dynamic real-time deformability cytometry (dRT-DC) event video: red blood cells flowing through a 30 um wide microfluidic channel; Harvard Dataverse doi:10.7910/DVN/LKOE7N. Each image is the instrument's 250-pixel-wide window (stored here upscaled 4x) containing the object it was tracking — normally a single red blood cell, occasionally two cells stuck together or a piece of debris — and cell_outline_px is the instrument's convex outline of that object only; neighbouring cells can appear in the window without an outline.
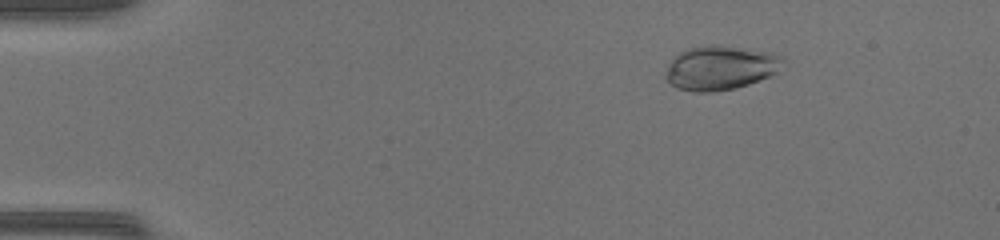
{"species": "common noctule bat (a hibernating species)", "species_latin": "Nyctalus noctula", "temperature_condition": "warm", "stored_images_in_passage": 49, "camera_frame_rate_fps": 3000, "um_per_image_px": 0.085, "animal": {"sex": "female", "body_mass_g": 17.0, "forearm_length_mm": 48.0}, "frame": {"image": 1, "passage_image": 8, "time_ms": 2.333, "image_size_px": [1000, 240], "cell_outline_px": [[784, 60], [776, 72], [768, 76], [748, 84], [736, 88], [712, 92], [692, 92], [676, 88], [664, 76], [668, 64], [680, 52], [688, 48], [712, 44], [748, 48], [772, 52], [784, 56]], "centroid_in_image_um": [61.23, 5.75], "position_along_channel_um": 23.8, "area_um2": 30.29}}
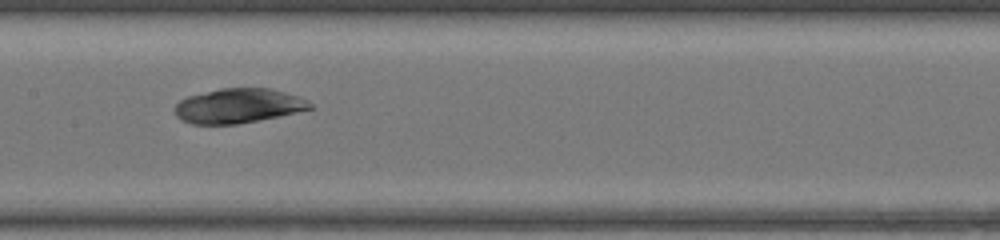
{"frame": {"image": 2, "passage_image": 26, "time_ms": 8.333, "image_size_px": [1000, 240], "cell_outline_px": [[312, 108], [280, 116], [260, 120], [236, 124], [192, 124], [180, 120], [176, 116], [176, 104], [180, 100], [188, 96], [220, 88], [272, 88], [300, 96], [308, 100], [312, 104]], "centroid_in_image_um": [20.28, 8.99], "position_along_channel_um": 187.1, "area_um2": 27.34}}
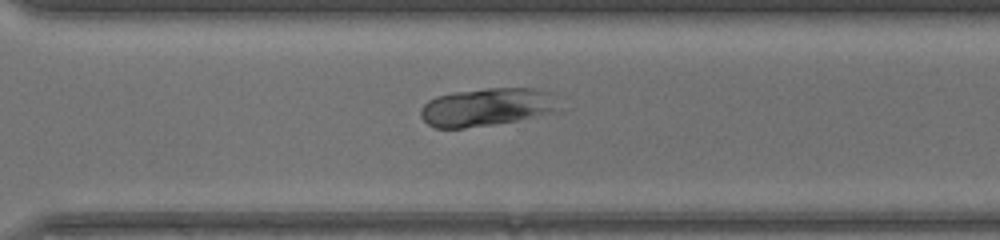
{"frame": {"image": 3, "passage_image": 36, "time_ms": 11.667, "image_size_px": [1000, 240], "cell_outline_px": [[564, 108], [560, 112], [520, 120], [464, 128], [436, 128], [428, 124], [420, 116], [420, 108], [428, 100], [436, 96], [452, 92], [484, 88], [536, 88], [548, 92]], "centroid_in_image_um": [41.43, 9.1], "position_along_channel_um": 329.2, "area_um2": 31.21}}